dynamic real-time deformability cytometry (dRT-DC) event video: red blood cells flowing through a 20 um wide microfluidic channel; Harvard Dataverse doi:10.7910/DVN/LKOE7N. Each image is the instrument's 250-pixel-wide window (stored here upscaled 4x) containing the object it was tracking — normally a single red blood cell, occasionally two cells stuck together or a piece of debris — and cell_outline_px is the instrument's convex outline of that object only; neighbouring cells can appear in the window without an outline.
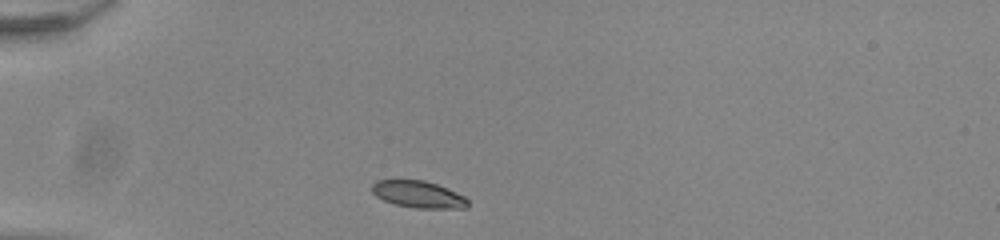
{"species": "common noctule bat (a hibernating species)", "species_latin": "Nyctalus noctula", "temperature_condition": "room temperature", "stored_images_in_passage": 34, "camera_frame_rate_fps": 3000, "um_per_image_px": 0.085, "animal": {"sex": "male", "body_mass_g": 20.0, "forearm_length_mm": 53.3}, "frame": {"image": 1, "passage_image": 1, "time_ms": 0.0, "image_size_px": [1000, 240], "cell_outline_px": [[468, 208], [416, 208], [396, 204], [384, 200], [376, 196], [372, 192], [372, 184], [376, 180], [424, 180], [448, 188], [464, 196], [468, 200]], "centroid_in_image_um": [35.57, 16.52], "position_along_channel_um": 49.4, "area_um2": 14.97}}
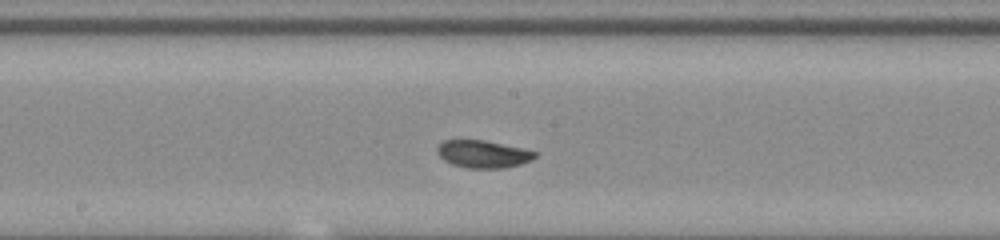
{"frame": {"image": 2, "passage_image": 15, "time_ms": 4.667, "image_size_px": [1000, 240], "cell_outline_px": [[536, 156], [532, 160], [520, 164], [504, 168], [468, 168], [452, 164], [444, 160], [436, 152], [436, 148], [444, 140], [484, 140], [524, 148], [536, 152]], "centroid_in_image_um": [41.06, 13.09], "position_along_channel_um": 207.1, "area_um2": 15.66}}
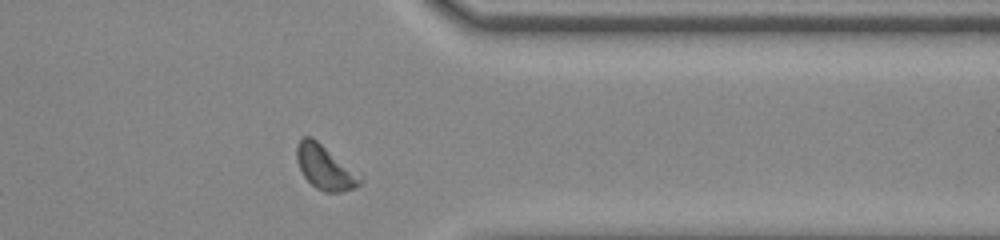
{"frame": {"image": 3, "passage_image": 29, "time_ms": 9.333, "image_size_px": [1000, 240], "cell_outline_px": [[364, 180], [356, 188], [340, 192], [324, 192], [316, 188], [304, 176], [296, 160], [296, 144], [304, 136], [312, 136]], "centroid_in_image_um": [27.58, 14.23], "position_along_channel_um": 383.8, "area_um2": 15.95}, "authors_computed_cell_mechanics": {"area_um2": 15.9528, "velocity_mm_per_s": 3.8828, "shape_relaxation_time_tau1_ms": 2.2215, "shape_relaxation_time_tau2_ms": 6.3723, "deformation_change_tau1": 0.0969, "deformation_change_tau2": 0.0595}}